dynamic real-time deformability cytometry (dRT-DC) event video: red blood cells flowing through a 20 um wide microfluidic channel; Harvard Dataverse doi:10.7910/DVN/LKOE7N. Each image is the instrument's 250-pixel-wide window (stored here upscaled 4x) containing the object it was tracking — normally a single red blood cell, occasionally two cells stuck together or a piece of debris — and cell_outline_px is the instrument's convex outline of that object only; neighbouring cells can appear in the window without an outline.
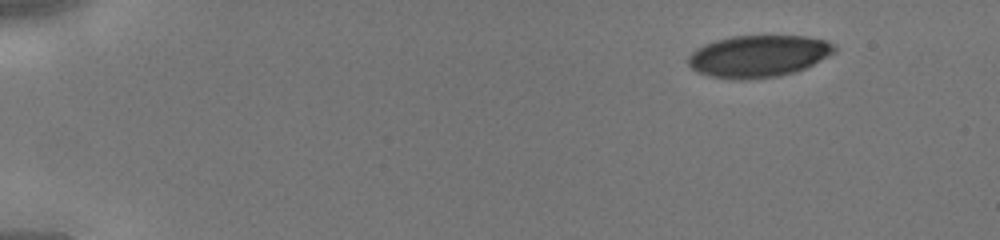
{"species": "human", "species_latin": "Homo sapiens", "temperature_condition": "cold", "stored_images_in_passage": 40, "camera_frame_rate_fps": 3000, "um_per_image_px": 0.085, "donor": {"sex": "male"}, "frame": {"image": 1, "passage_image": 1, "time_ms": 0.0, "image_size_px": [1000, 240], "cell_outline_px": [[836, 52], [796, 72], [780, 76], [748, 80], [732, 80], [708, 76], [692, 68], [688, 64], [688, 56], [696, 48], [704, 44], [716, 40], [732, 36], [808, 36], [824, 40], [836, 44]], "centroid_in_image_um": [64.46, 4.78], "position_along_channel_um": 20.5, "area_um2": 36.01}}
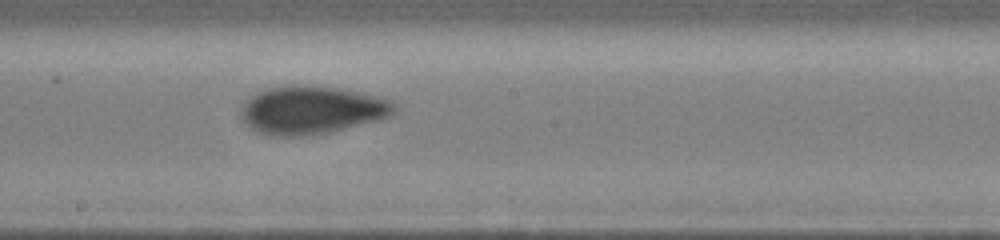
{"frame": {"image": 2, "passage_image": 22, "time_ms": 7.0, "image_size_px": [1000, 240], "cell_outline_px": [[396, 108], [388, 116], [376, 120], [332, 132], [300, 136], [276, 136], [260, 132], [252, 128], [240, 116], [240, 108], [244, 100], [256, 92], [268, 88], [288, 84], [340, 88], [360, 92], [392, 100], [396, 104]], "centroid_in_image_um": [26.45, 9.34], "position_along_channel_um": 221.7, "area_um2": 42.89}}
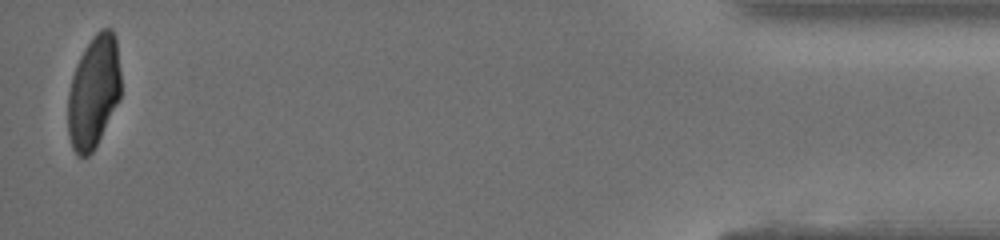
{"frame": {"image": 3, "passage_image": 40, "time_ms": 13.0, "image_size_px": [1000, 240], "cell_outline_px": [[120, 100], [92, 152], [88, 156], [80, 156], [72, 148], [68, 132], [68, 92], [72, 76], [76, 64], [84, 48], [92, 36], [100, 28], [112, 28], [116, 36], [120, 72]], "centroid_in_image_um": [7.96, 7.76], "position_along_channel_um": 427.2, "area_um2": 34.91}}